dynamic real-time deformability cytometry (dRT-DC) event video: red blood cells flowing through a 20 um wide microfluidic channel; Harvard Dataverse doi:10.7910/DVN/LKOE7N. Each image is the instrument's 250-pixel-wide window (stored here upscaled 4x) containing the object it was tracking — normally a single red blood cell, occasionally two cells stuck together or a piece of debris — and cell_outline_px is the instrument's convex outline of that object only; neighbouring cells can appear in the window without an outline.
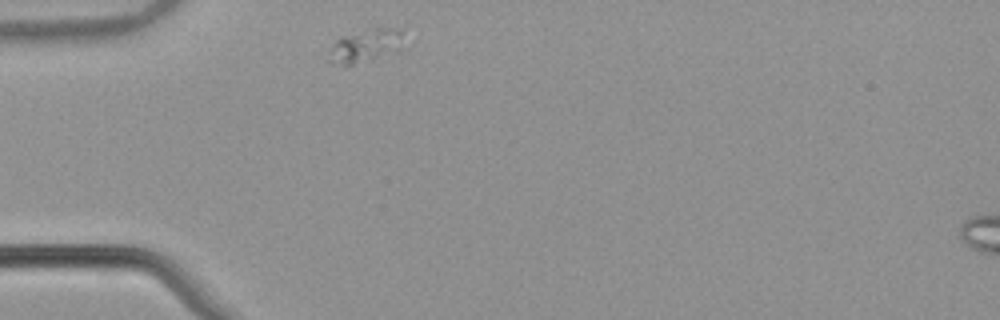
{"species": "common noctule bat (a hibernating species)", "species_latin": "Nyctalus noctula", "temperature_condition": "warm", "stored_images_in_passage": 41, "camera_frame_rate_fps": 3000, "um_per_image_px": 0.085, "animal": {"sex": "male", "body_mass_g": 21.5, "forearm_length_mm": 52.0}, "frame": {"image": 1, "passage_image": 1, "time_ms": 0.0, "image_size_px": [1000, 320], "cell_outline_px": [[400, 48], [344, 68], [324, 60], [328, 52], [336, 40], [340, 36], [376, 28], [400, 28]], "centroid_in_image_um": [30.88, 3.93], "position_along_channel_um": 54.1, "area_um2": 14.16}}
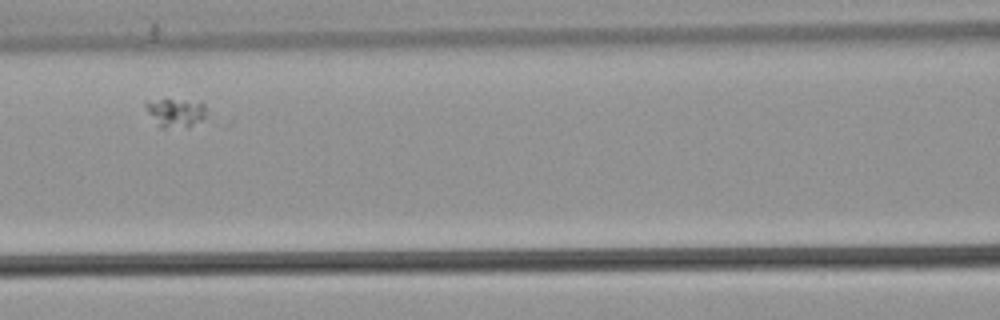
{"frame": {"image": 2, "passage_image": 10, "time_ms": 3.0, "image_size_px": [1000, 320], "cell_outline_px": [[204, 116], [200, 120], [188, 128], [160, 128], [148, 112], [144, 104], [144, 100], [200, 100], [204, 104]], "centroid_in_image_um": [14.91, 9.57], "position_along_channel_um": 151.7, "area_um2": 10.17}}
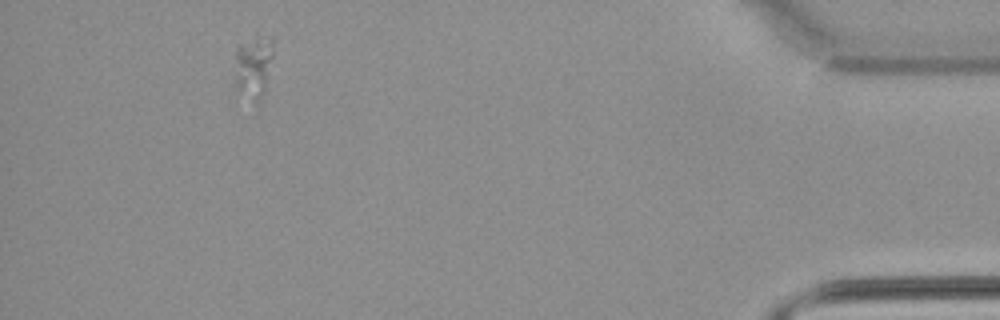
{"frame": {"image": 3, "passage_image": 37, "time_ms": 12.0, "image_size_px": [1000, 320], "cell_outline_px": [[276, 40], [264, 92], [260, 100], [256, 104], [236, 92], [236, 48], [240, 44], [272, 36], [276, 36]], "centroid_in_image_um": [21.57, 5.72], "position_along_channel_um": 413.6, "area_um2": 13.99}}